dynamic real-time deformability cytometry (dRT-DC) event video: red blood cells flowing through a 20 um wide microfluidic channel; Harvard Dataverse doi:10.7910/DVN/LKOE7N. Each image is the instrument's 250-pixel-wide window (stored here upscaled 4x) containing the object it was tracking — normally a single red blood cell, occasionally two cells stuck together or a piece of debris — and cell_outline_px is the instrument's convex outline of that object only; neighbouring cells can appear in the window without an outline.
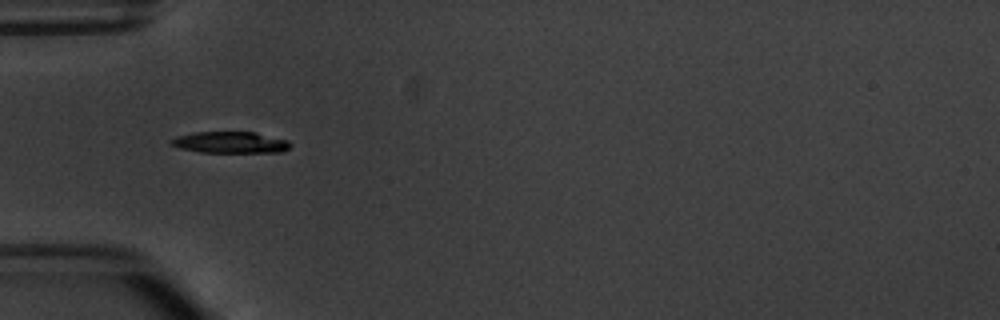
{"species": "common noctule bat (a hibernating species)", "species_latin": "Nyctalus noctula", "temperature_condition": "warm", "stored_images_in_passage": 3, "camera_frame_rate_fps": 3000, "um_per_image_px": 0.085, "animal": {"sex": "male", "body_mass_g": 20.1, "forearm_length_mm": 53.5}, "frame": {"image": 1, "passage_image": 2, "time_ms": 1.0, "image_size_px": [1000, 320], "cell_outline_px": [[292, 144], [284, 152], [200, 152], [180, 148], [172, 144], [172, 140], [176, 136], [196, 132], [256, 132], [288, 140]], "centroid_in_image_um": [19.63, 12.1], "position_along_channel_um": 65.4, "area_um2": 14.8}}